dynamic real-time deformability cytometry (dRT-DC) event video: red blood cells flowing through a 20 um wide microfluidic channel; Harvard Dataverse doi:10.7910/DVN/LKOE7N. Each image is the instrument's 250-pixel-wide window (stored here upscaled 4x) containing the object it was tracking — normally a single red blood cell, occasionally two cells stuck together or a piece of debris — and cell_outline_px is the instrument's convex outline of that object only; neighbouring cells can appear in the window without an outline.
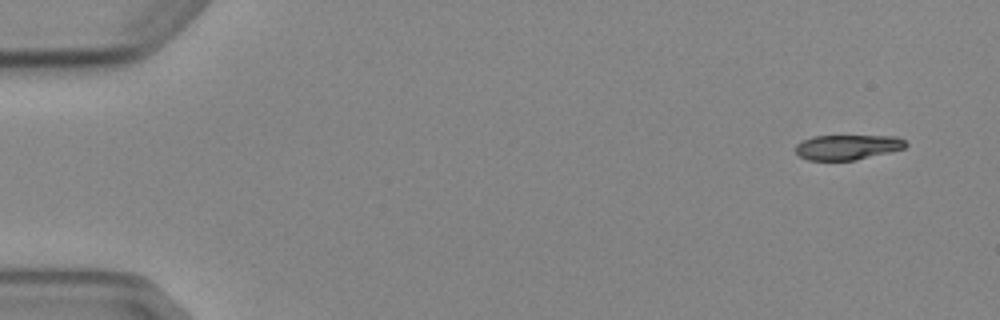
{"species": "Egyptian fruit bat (a non-hibernating species)", "species_latin": "Rousettus aegyptiacus", "temperature_condition": "cold", "stored_images_in_passage": 6, "camera_frame_rate_fps": 3000, "um_per_image_px": 0.085, "animal": {"sex": "female"}, "frame": {"image": 1, "passage_image": 1, "time_ms": 0.0, "image_size_px": [1000, 320], "cell_outline_px": [[908, 144], [904, 148], [856, 160], [808, 160], [800, 156], [796, 152], [796, 144], [812, 136], [896, 136], [904, 140]], "centroid_in_image_um": [72.03, 12.5], "position_along_channel_um": 13.0, "area_um2": 15.9}}
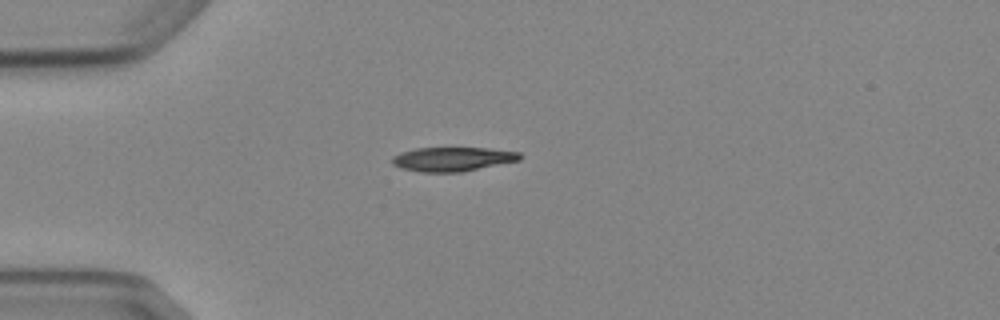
{"frame": {"image": 2, "passage_image": 4, "time_ms": 3.667, "image_size_px": [1000, 320], "cell_outline_px": [[520, 160], [460, 172], [420, 172], [400, 168], [392, 164], [392, 156], [400, 152], [416, 148], [488, 148], [520, 152]], "centroid_in_image_um": [38.42, 13.52], "position_along_channel_um": 46.6, "area_um2": 17.92}}
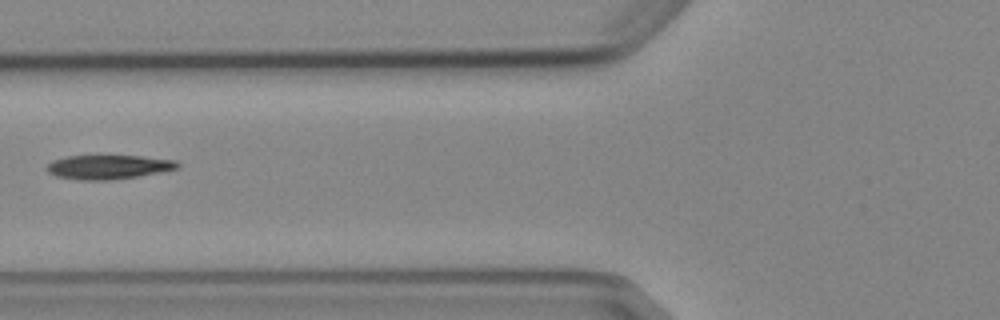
{"frame": {"image": 3, "passage_image": 6, "time_ms": 6.0, "image_size_px": [1000, 320], "cell_outline_px": [[180, 168], [160, 172], [136, 176], [108, 180], [76, 180], [56, 176], [48, 172], [44, 168], [52, 160], [68, 156], [140, 156], [176, 160], [180, 164]], "centroid_in_image_um": [9.19, 14.19], "position_along_channel_um": 116.6, "area_um2": 18.38}}